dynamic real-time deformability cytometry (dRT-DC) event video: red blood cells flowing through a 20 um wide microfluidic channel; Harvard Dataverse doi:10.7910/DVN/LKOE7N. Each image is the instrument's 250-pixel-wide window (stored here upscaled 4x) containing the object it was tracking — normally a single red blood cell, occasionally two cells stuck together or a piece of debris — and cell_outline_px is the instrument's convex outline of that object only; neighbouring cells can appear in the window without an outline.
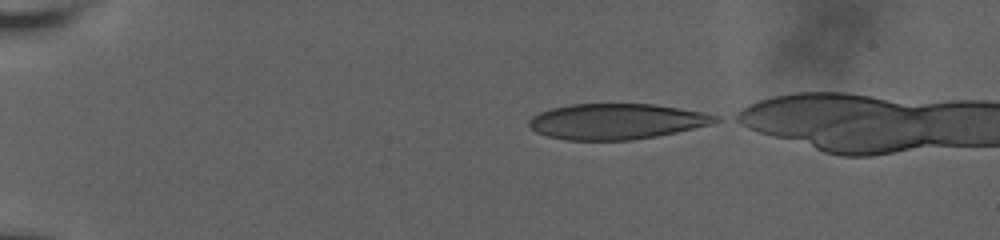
{"species": "human", "species_latin": "Homo sapiens", "temperature_condition": "room temperature", "stored_images_in_passage": 66, "camera_frame_rate_fps": 3000, "um_per_image_px": 0.085, "donor": {"sex": "male"}, "frame": {"image": 1, "passage_image": 1, "time_ms": 0.0, "image_size_px": [1000, 240], "cell_outline_px": [[720, 120], [708, 124], [676, 132], [656, 136], [632, 140], [564, 140], [548, 136], [536, 132], [528, 124], [528, 120], [532, 116], [540, 112], [552, 108], [572, 104], [652, 104], [680, 108], [704, 112], [720, 116]], "centroid_in_image_um": [52.38, 10.32], "position_along_channel_um": 32.6, "area_um2": 38.55}}
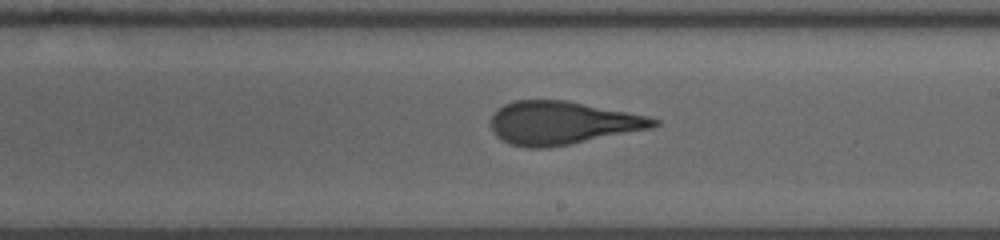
{"frame": {"image": 2, "passage_image": 36, "time_ms": 8.0, "image_size_px": [1000, 240], "cell_outline_px": [[660, 124], [652, 128], [568, 144], [544, 148], [524, 148], [512, 144], [496, 136], [492, 128], [492, 116], [504, 104], [516, 100], [568, 100], [648, 116], [660, 120]], "centroid_in_image_um": [47.81, 10.44], "position_along_channel_um": 241.2, "area_um2": 40.58}}
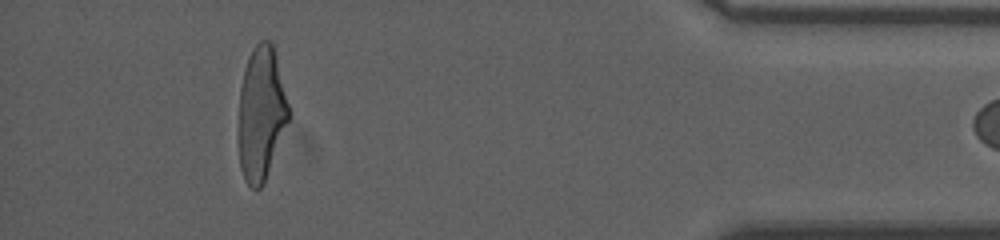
{"frame": {"image": 3, "passage_image": 64, "time_ms": 14.0, "image_size_px": [1000, 240], "cell_outline_px": [[288, 120], [264, 184], [260, 188], [252, 188], [244, 180], [240, 168], [236, 140], [240, 88], [244, 68], [248, 56], [252, 48], [260, 40], [268, 40], [272, 44], [288, 104]], "centroid_in_image_um": [22.13, 9.7], "position_along_channel_um": 413.1, "area_um2": 39.25}}